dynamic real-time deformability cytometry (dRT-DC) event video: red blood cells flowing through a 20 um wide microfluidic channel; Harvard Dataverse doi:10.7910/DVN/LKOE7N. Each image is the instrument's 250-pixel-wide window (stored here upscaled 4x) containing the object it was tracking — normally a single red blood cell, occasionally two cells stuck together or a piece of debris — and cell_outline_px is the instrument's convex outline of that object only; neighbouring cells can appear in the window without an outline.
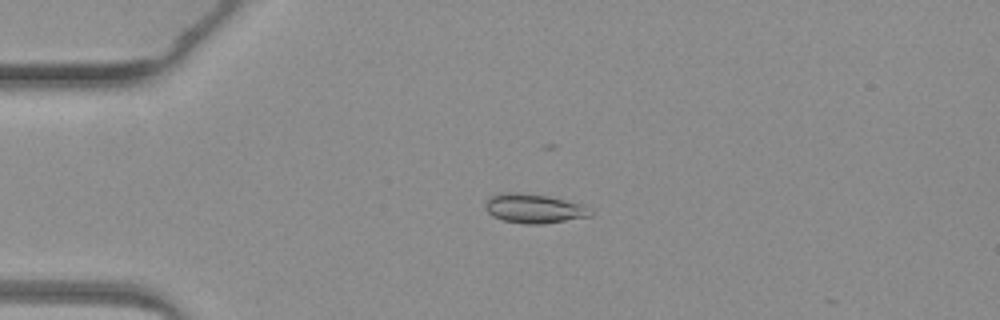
{"species": "common noctule bat (a hibernating species)", "species_latin": "Nyctalus noctula", "temperature_condition": "warm", "stored_images_in_passage": 4, "camera_frame_rate_fps": 3000, "um_per_image_px": 0.085, "animal": {"sex": "female", "body_mass_g": 19.3, "forearm_length_mm": 54.1}, "frame": {"image": 1, "passage_image": 3, "time_ms": 2.333, "image_size_px": [1000, 320], "cell_outline_px": [[592, 216], [544, 224], [524, 224], [504, 220], [492, 216], [484, 208], [484, 204], [488, 196], [500, 192], [520, 192], [548, 196], [584, 204], [592, 212]], "centroid_in_image_um": [45.36, 17.71], "position_along_channel_um": 39.6, "area_um2": 18.26}}